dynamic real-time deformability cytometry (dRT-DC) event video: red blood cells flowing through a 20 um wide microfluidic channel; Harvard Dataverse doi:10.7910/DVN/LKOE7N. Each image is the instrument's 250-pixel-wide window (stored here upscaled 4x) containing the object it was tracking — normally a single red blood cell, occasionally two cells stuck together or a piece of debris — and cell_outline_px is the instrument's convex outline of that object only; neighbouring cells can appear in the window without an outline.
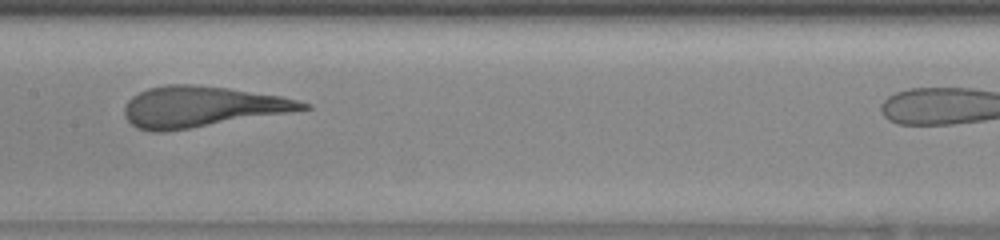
{"species": "human", "species_latin": "Homo sapiens", "temperature_condition": "warm", "stored_images_in_passage": 25, "camera_frame_rate_fps": 3000, "um_per_image_px": 0.085, "donor": {"sex": "female"}, "frame": {"image": 1, "passage_image": 11, "time_ms": 3.333, "image_size_px": [1000, 240], "cell_outline_px": [[312, 108], [164, 132], [152, 132], [136, 128], [124, 116], [124, 108], [128, 100], [132, 96], [148, 88], [168, 84], [192, 84], [228, 88], [280, 96], [312, 104]], "centroid_in_image_um": [17.09, 9.06], "position_along_channel_um": 190.3, "area_um2": 41.85}}
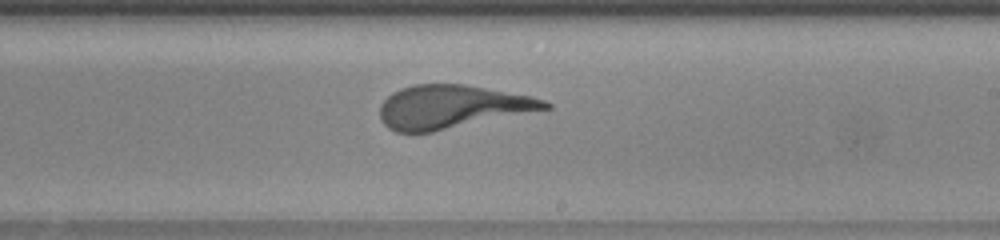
{"frame": {"image": 2, "passage_image": 15, "time_ms": 4.667, "image_size_px": [1000, 240], "cell_outline_px": [[552, 108], [432, 132], [396, 132], [388, 128], [380, 120], [380, 104], [392, 92], [400, 88], [412, 84], [464, 84], [532, 96], [544, 100], [552, 104]], "centroid_in_image_um": [38.39, 9.07], "position_along_channel_um": 250.6, "area_um2": 41.73}}
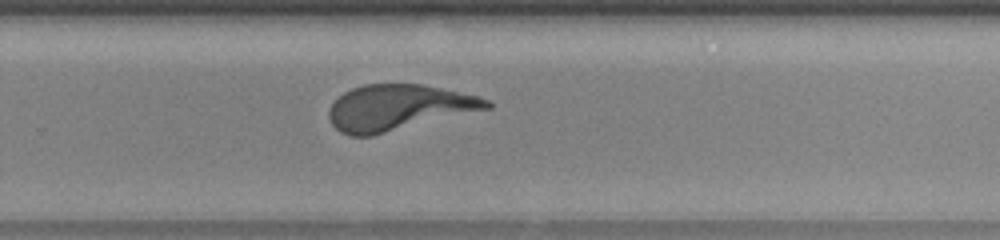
{"frame": {"image": 3, "passage_image": 18, "time_ms": 5.667, "image_size_px": [1000, 240], "cell_outline_px": [[492, 108], [372, 136], [348, 136], [340, 132], [332, 124], [328, 116], [328, 112], [332, 104], [344, 92], [352, 88], [364, 84], [420, 84], [440, 88], [476, 96], [488, 100], [492, 104]], "centroid_in_image_um": [33.84, 9.16], "position_along_channel_um": 296.0, "area_um2": 41.91}}